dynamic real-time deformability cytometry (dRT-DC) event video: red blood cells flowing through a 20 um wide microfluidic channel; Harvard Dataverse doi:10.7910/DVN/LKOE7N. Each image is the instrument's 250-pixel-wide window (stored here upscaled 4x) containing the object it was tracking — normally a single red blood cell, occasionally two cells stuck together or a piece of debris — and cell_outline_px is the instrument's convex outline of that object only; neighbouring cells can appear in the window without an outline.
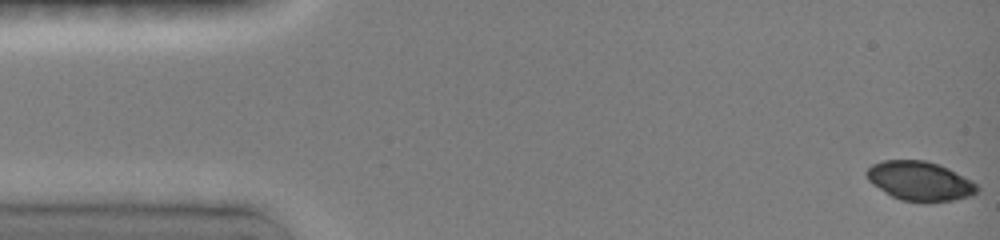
{"species": "common noctule bat (a hibernating species)", "species_latin": "Nyctalus noctula", "temperature_condition": "room temperature", "stored_images_in_passage": 30, "camera_frame_rate_fps": 3000, "um_per_image_px": 0.085, "animal": {"sex": "female", "body_mass_g": 19.0, "forearm_length_mm": 51.5}, "frame": {"image": 1, "passage_image": 1, "time_ms": 0.0, "image_size_px": [1000, 240], "cell_outline_px": [[980, 188], [972, 196], [952, 200], [924, 204], [900, 200], [884, 192], [872, 184], [868, 180], [864, 172], [872, 164], [884, 160], [924, 160], [948, 168], [972, 180]], "centroid_in_image_um": [78.18, 15.41], "position_along_channel_um": 6.8, "area_um2": 25.66}}
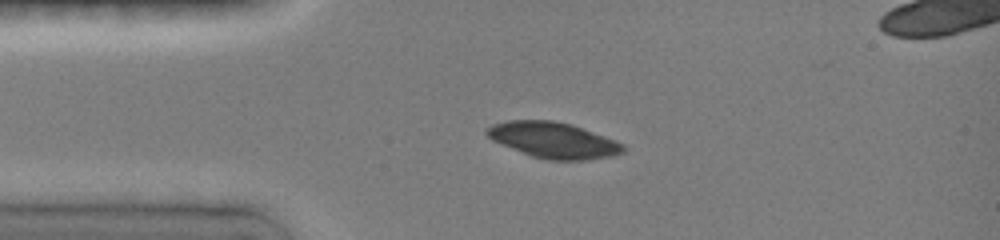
{"frame": {"image": 2, "passage_image": 11, "time_ms": 3.333, "image_size_px": [1000, 240], "cell_outline_px": [[628, 148], [624, 152], [612, 156], [588, 160], [548, 160], [532, 156], [492, 140], [484, 132], [484, 128], [492, 124], [508, 120], [552, 120], [572, 124], [616, 140], [624, 144]], "centroid_in_image_um": [47.07, 11.91], "position_along_channel_um": 37.9, "area_um2": 28.67}}